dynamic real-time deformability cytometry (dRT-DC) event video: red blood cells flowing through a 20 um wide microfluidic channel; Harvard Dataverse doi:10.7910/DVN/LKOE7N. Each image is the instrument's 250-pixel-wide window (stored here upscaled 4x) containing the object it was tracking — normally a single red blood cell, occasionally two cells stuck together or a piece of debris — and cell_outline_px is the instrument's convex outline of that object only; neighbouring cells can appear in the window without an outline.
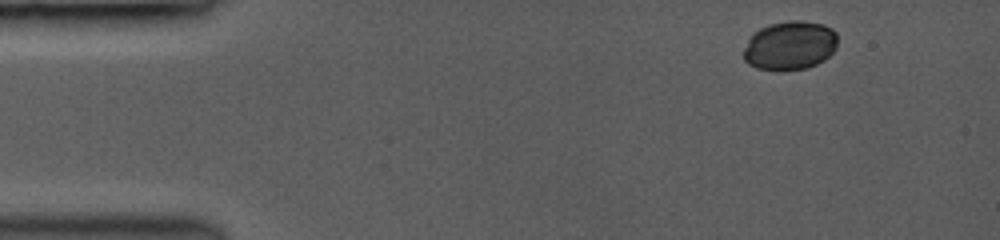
{"species": "common noctule bat (a hibernating species)", "species_latin": "Nyctalus noctula", "temperature_condition": "room temperature", "stored_images_in_passage": 10, "camera_frame_rate_fps": 3000, "um_per_image_px": 0.085, "animal": {"sex": "female", "body_mass_g": 19.0, "forearm_length_mm": 53.3}, "frame": {"image": 1, "passage_image": 1, "time_ms": 0.0, "image_size_px": [1000, 240], "cell_outline_px": [[836, 48], [824, 60], [808, 68], [756, 68], [748, 64], [744, 60], [744, 48], [752, 32], [768, 24], [788, 20], [800, 20], [824, 24], [832, 28], [836, 32]], "centroid_in_image_um": [67.14, 3.82], "position_along_channel_um": 17.9, "area_um2": 26.59}}
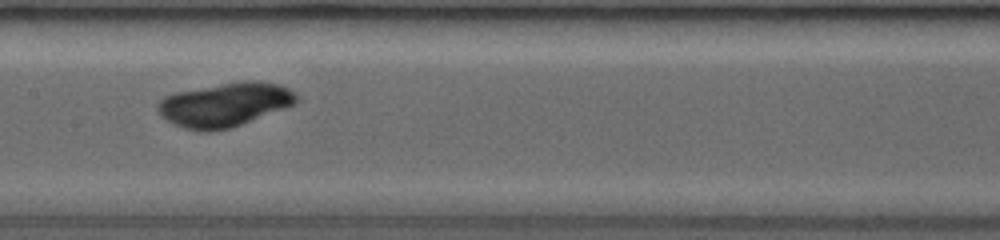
{"frame": {"image": 2, "passage_image": 8, "time_ms": 6.333, "image_size_px": [1000, 240], "cell_outline_px": [[300, 100], [296, 104], [240, 124], [228, 128], [208, 132], [200, 132], [184, 128], [160, 116], [156, 108], [156, 104], [164, 96], [176, 92], [244, 80], [256, 80], [280, 84], [296, 92], [300, 96]], "centroid_in_image_um": [19.13, 8.88], "position_along_channel_um": 188.3, "area_um2": 35.6}}
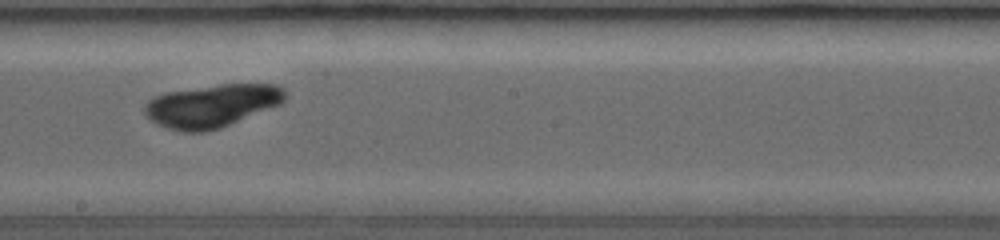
{"frame": {"image": 3, "passage_image": 9, "time_ms": 7.333, "image_size_px": [1000, 240], "cell_outline_px": [[288, 96], [280, 104], [220, 128], [204, 132], [180, 132], [156, 124], [144, 112], [144, 104], [148, 100], [156, 96], [168, 92], [220, 84], [276, 84], [284, 88]], "centroid_in_image_um": [18.02, 8.99], "position_along_channel_um": 230.2, "area_um2": 34.97}}